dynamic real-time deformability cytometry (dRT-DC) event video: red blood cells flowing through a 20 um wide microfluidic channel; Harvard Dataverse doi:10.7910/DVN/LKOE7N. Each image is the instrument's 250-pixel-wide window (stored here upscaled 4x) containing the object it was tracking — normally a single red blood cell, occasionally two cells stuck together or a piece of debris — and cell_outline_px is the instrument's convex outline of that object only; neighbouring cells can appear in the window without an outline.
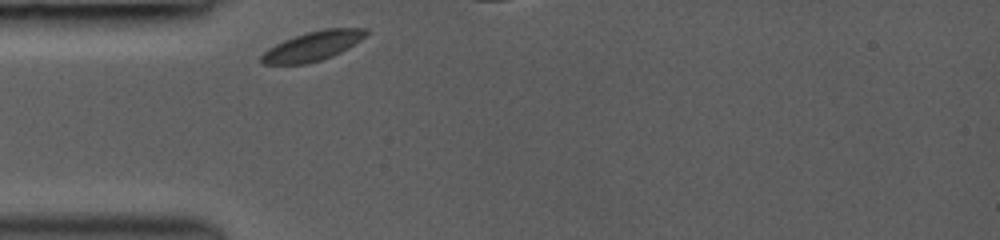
{"species": "common noctule bat (a hibernating species)", "species_latin": "Nyctalus noctula", "temperature_condition": "room temperature", "stored_images_in_passage": 19, "camera_frame_rate_fps": 3000, "um_per_image_px": 0.085, "animal": {"sex": "female", "body_mass_g": 19.0, "forearm_length_mm": 53.3}, "frame": {"image": 1, "passage_image": 1, "time_ms": 0.0, "image_size_px": [1000, 240], "cell_outline_px": [[372, 32], [348, 48], [332, 56], [308, 64], [264, 64], [260, 60], [260, 56], [268, 48], [284, 40], [308, 32], [324, 28], [368, 28]], "centroid_in_image_um": [26.62, 3.91], "position_along_channel_um": 58.4, "area_um2": 17.92}}
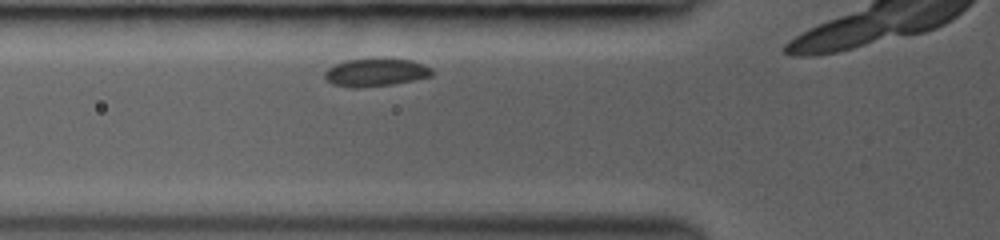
{"frame": {"image": 2, "passage_image": 9, "time_ms": 1.0, "image_size_px": [1000, 240], "cell_outline_px": [[436, 72], [432, 76], [392, 84], [356, 88], [352, 88], [332, 84], [324, 76], [324, 72], [328, 68], [336, 64], [348, 60], [412, 60], [424, 64], [432, 68]], "centroid_in_image_um": [31.96, 6.18], "position_along_channel_um": 93.8, "area_um2": 17.05}}
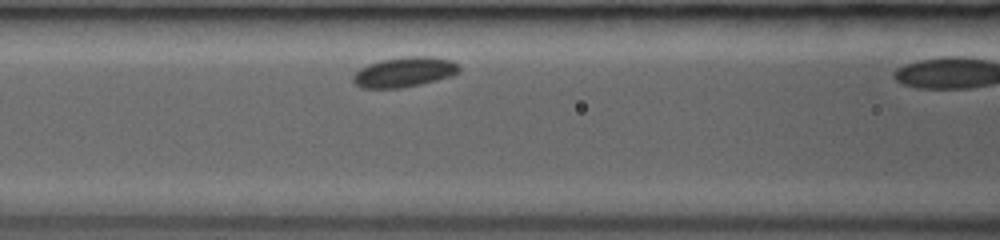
{"frame": {"image": 3, "passage_image": 17, "time_ms": 2.0, "image_size_px": [1000, 240], "cell_outline_px": [[460, 72], [452, 76], [420, 84], [400, 88], [360, 88], [352, 80], [352, 76], [360, 68], [368, 64], [380, 60], [404, 56], [432, 56], [452, 60], [460, 68]], "centroid_in_image_um": [34.36, 6.11], "position_along_channel_um": 132.2, "area_um2": 18.67}}